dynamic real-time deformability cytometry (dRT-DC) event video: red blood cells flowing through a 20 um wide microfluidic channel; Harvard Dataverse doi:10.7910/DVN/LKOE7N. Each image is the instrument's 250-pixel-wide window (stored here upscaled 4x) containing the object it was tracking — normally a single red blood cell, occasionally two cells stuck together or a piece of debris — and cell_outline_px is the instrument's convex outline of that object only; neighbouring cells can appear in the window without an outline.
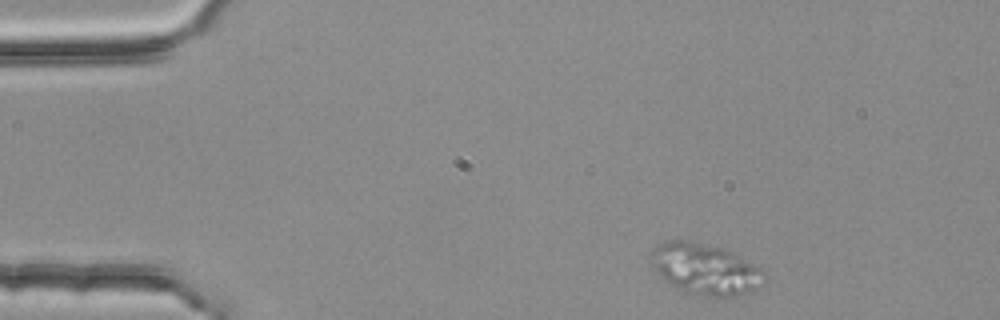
{"species": "common noctule bat (a hibernating species)", "species_latin": "Nyctalus noctula", "temperature_condition": "room temperature", "stored_images_in_passage": 4, "camera_frame_rate_fps": 3000, "um_per_image_px": 0.085, "animal": {"sex": "female", "body_mass_g": 25.1}, "frame": {"image": 1, "passage_image": 1, "time_ms": 0.0, "image_size_px": [1000, 320], "cell_outline_px": [[764, 284], [752, 292], [736, 296], [708, 296], [684, 292], [676, 288], [664, 280], [652, 268], [652, 252], [664, 240], [688, 240], [724, 248], [760, 268], [764, 272]], "centroid_in_image_um": [59.95, 22.88], "position_along_channel_um": 25.0, "area_um2": 33.64}}
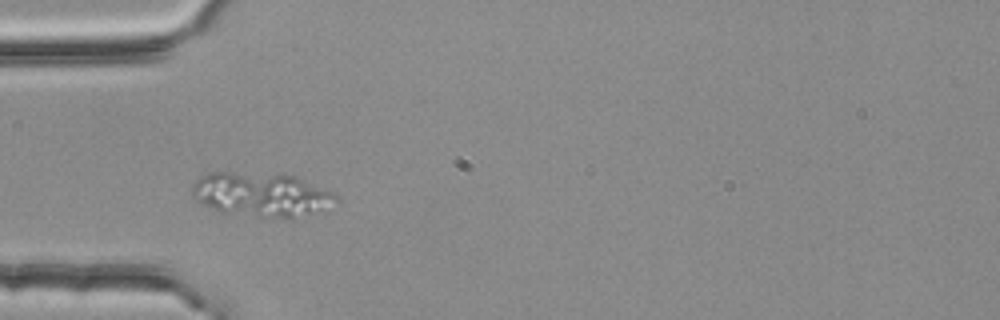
{"frame": {"image": 2, "passage_image": 3, "time_ms": 0.667, "image_size_px": [1000, 320], "cell_outline_px": [[340, 204], [292, 220], [288, 220], [220, 212], [196, 200], [192, 196], [192, 188], [196, 180], [200, 176], [208, 172], [228, 172], [292, 176], [332, 192], [340, 200]], "centroid_in_image_um": [22.25, 16.58], "position_along_channel_um": 62.7, "area_um2": 37.11}}